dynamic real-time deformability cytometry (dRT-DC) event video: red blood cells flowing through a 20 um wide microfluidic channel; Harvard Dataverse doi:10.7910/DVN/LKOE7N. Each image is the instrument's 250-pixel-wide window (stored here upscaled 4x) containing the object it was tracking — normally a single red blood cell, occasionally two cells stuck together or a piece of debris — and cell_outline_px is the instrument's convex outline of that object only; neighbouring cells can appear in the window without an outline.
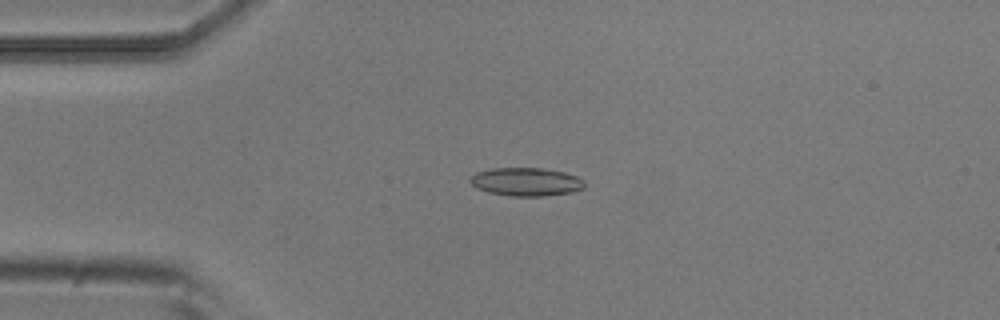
{"species": "common noctule bat (a hibernating species)", "species_latin": "Nyctalus noctula", "temperature_condition": "room temperature", "stored_images_in_passage": 4, "camera_frame_rate_fps": 3000, "um_per_image_px": 0.085, "animal": {"sex": "male", "body_mass_g": 20.5, "forearm_length_mm": 52.5}, "frame": {"image": 1, "passage_image": 3, "time_ms": 0.667, "image_size_px": [1000, 320], "cell_outline_px": [[584, 188], [572, 192], [544, 196], [512, 196], [488, 192], [476, 188], [468, 180], [476, 172], [492, 168], [544, 168], [564, 172], [576, 176], [584, 180]], "centroid_in_image_um": [44.72, 15.45], "position_along_channel_um": 40.3, "area_um2": 18.9}}